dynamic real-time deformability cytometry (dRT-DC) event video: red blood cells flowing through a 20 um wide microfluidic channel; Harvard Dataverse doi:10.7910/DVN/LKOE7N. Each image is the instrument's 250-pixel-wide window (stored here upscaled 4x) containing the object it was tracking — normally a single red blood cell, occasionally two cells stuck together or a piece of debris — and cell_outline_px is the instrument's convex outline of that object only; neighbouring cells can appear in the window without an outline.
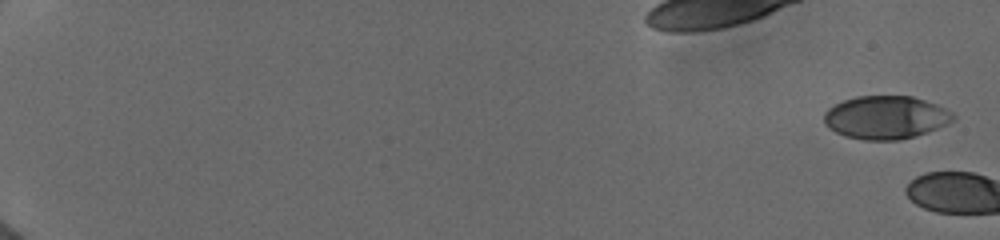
{"species": "human", "species_latin": "Homo sapiens", "temperature_condition": "cold", "stored_images_in_passage": 4, "camera_frame_rate_fps": 3000, "um_per_image_px": 0.085, "donor": {"sex": "female"}, "frame": {"image": 1, "passage_image": 1, "time_ms": 0.0, "image_size_px": [1000, 240], "cell_outline_px": [[956, 120], [948, 124], [916, 136], [900, 140], [864, 140], [844, 136], [828, 128], [824, 124], [824, 112], [828, 108], [844, 100], [856, 96], [912, 96], [936, 104], [952, 112], [956, 116]], "centroid_in_image_um": [75.29, 9.99], "position_along_channel_um": 9.7, "area_um2": 32.66}}